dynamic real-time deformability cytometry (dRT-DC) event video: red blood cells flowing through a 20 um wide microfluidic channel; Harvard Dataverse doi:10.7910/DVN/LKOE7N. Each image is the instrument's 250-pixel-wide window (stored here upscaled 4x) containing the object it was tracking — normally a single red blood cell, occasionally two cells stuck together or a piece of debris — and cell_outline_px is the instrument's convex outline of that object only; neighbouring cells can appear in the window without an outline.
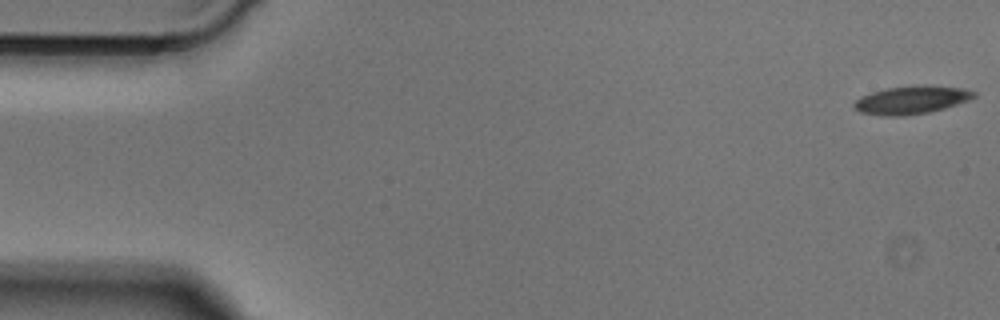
{"species": "Egyptian fruit bat (a non-hibernating species)", "species_latin": "Rousettus aegyptiacus", "temperature_condition": "cold", "stored_images_in_passage": 44, "camera_frame_rate_fps": 3000, "um_per_image_px": 0.085, "animal": {"sex": "male"}, "frame": {"image": 1, "passage_image": 1, "time_ms": 0.0, "image_size_px": [1000, 320], "cell_outline_px": [[976, 96], [968, 100], [944, 108], [928, 112], [904, 116], [880, 116], [860, 112], [852, 108], [852, 104], [860, 96], [872, 92], [888, 88], [960, 88], [976, 92]], "centroid_in_image_um": [77.35, 8.56], "position_along_channel_um": 7.6, "area_um2": 18.61}}
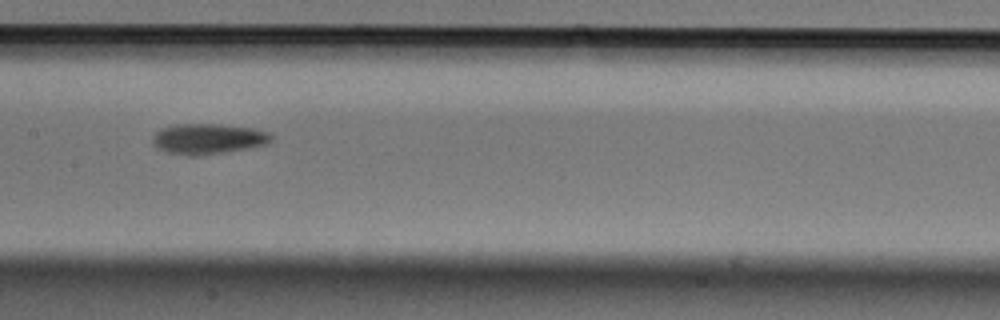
{"frame": {"image": 2, "passage_image": 24, "time_ms": 7.667, "image_size_px": [1000, 320], "cell_outline_px": [[272, 140], [268, 144], [252, 148], [196, 156], [188, 156], [168, 152], [156, 148], [152, 144], [152, 136], [160, 128], [176, 124], [220, 124], [252, 128], [268, 132], [272, 136]], "centroid_in_image_um": [17.67, 11.8], "position_along_channel_um": 189.7, "area_um2": 21.33}}
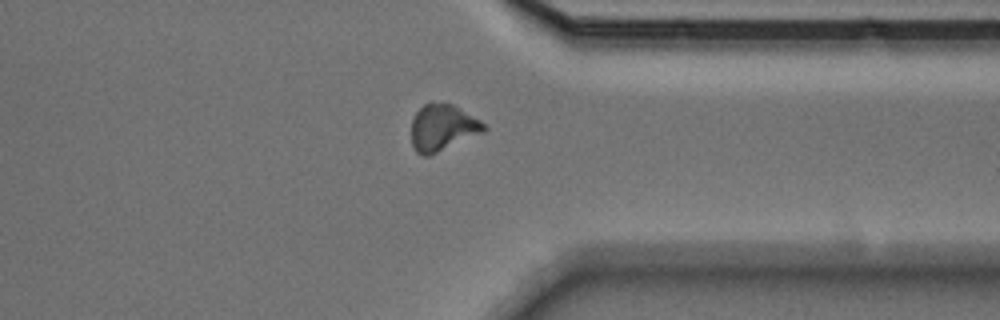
{"frame": {"image": 3, "passage_image": 38, "time_ms": 12.333, "image_size_px": [1000, 320], "cell_outline_px": [[488, 128], [484, 132], [428, 156], [420, 156], [416, 152], [412, 144], [412, 120], [416, 112], [424, 104], [452, 104], [480, 120]], "centroid_in_image_um": [37.61, 10.88], "position_along_channel_um": 373.8, "area_um2": 19.31}}